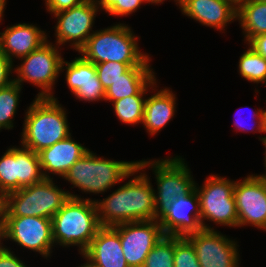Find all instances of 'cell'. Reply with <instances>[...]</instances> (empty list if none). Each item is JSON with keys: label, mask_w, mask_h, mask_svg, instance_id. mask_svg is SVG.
<instances>
[{"label": "cell", "mask_w": 266, "mask_h": 267, "mask_svg": "<svg viewBox=\"0 0 266 267\" xmlns=\"http://www.w3.org/2000/svg\"><path fill=\"white\" fill-rule=\"evenodd\" d=\"M144 171L137 166L131 172L133 178L129 179L128 182L119 186L106 198L95 199L98 218L102 227L157 220L154 188L150 182V177Z\"/></svg>", "instance_id": "6da1fadb"}, {"label": "cell", "mask_w": 266, "mask_h": 267, "mask_svg": "<svg viewBox=\"0 0 266 267\" xmlns=\"http://www.w3.org/2000/svg\"><path fill=\"white\" fill-rule=\"evenodd\" d=\"M67 114L56 97L34 98L25 112L21 145L38 153L66 139L71 135Z\"/></svg>", "instance_id": "7a4b0ae2"}, {"label": "cell", "mask_w": 266, "mask_h": 267, "mask_svg": "<svg viewBox=\"0 0 266 267\" xmlns=\"http://www.w3.org/2000/svg\"><path fill=\"white\" fill-rule=\"evenodd\" d=\"M52 237L55 245L77 246L82 255L97 231L102 227L95 200L70 197L52 217Z\"/></svg>", "instance_id": "3957f363"}, {"label": "cell", "mask_w": 266, "mask_h": 267, "mask_svg": "<svg viewBox=\"0 0 266 267\" xmlns=\"http://www.w3.org/2000/svg\"><path fill=\"white\" fill-rule=\"evenodd\" d=\"M137 35L128 24L117 23L95 30L78 53L93 64L103 62L150 63L149 54L138 46Z\"/></svg>", "instance_id": "277c9868"}, {"label": "cell", "mask_w": 266, "mask_h": 267, "mask_svg": "<svg viewBox=\"0 0 266 267\" xmlns=\"http://www.w3.org/2000/svg\"><path fill=\"white\" fill-rule=\"evenodd\" d=\"M137 161H116L88 151L62 177L86 194H102L131 177ZM130 176V177H129Z\"/></svg>", "instance_id": "5b68a950"}, {"label": "cell", "mask_w": 266, "mask_h": 267, "mask_svg": "<svg viewBox=\"0 0 266 267\" xmlns=\"http://www.w3.org/2000/svg\"><path fill=\"white\" fill-rule=\"evenodd\" d=\"M70 197L84 199L58 187L53 178H44L8 193L3 198V217L38 216L52 219Z\"/></svg>", "instance_id": "8992f818"}, {"label": "cell", "mask_w": 266, "mask_h": 267, "mask_svg": "<svg viewBox=\"0 0 266 267\" xmlns=\"http://www.w3.org/2000/svg\"><path fill=\"white\" fill-rule=\"evenodd\" d=\"M137 161L140 170L150 168L155 175L154 202L157 220L170 208L176 198L189 194L196 185L185 159L182 156Z\"/></svg>", "instance_id": "52a82bcc"}, {"label": "cell", "mask_w": 266, "mask_h": 267, "mask_svg": "<svg viewBox=\"0 0 266 267\" xmlns=\"http://www.w3.org/2000/svg\"><path fill=\"white\" fill-rule=\"evenodd\" d=\"M203 183L202 186L198 183L195 185L200 201V222L203 229L214 230L205 220L221 226L238 227V214L233 196L235 181L211 174Z\"/></svg>", "instance_id": "ba28073f"}, {"label": "cell", "mask_w": 266, "mask_h": 267, "mask_svg": "<svg viewBox=\"0 0 266 267\" xmlns=\"http://www.w3.org/2000/svg\"><path fill=\"white\" fill-rule=\"evenodd\" d=\"M59 49L61 47L49 40L43 43L35 51L20 58L21 65L13 67L14 81L23 87V83H31L40 88L36 98H53L54 86L61 73L63 59Z\"/></svg>", "instance_id": "9c48e42d"}, {"label": "cell", "mask_w": 266, "mask_h": 267, "mask_svg": "<svg viewBox=\"0 0 266 267\" xmlns=\"http://www.w3.org/2000/svg\"><path fill=\"white\" fill-rule=\"evenodd\" d=\"M44 179L38 153L22 145L7 148L0 158V196Z\"/></svg>", "instance_id": "30bf717a"}, {"label": "cell", "mask_w": 266, "mask_h": 267, "mask_svg": "<svg viewBox=\"0 0 266 267\" xmlns=\"http://www.w3.org/2000/svg\"><path fill=\"white\" fill-rule=\"evenodd\" d=\"M3 241L8 239L24 249L38 252L47 259L55 246L52 237V220L38 216L3 217Z\"/></svg>", "instance_id": "8fae6325"}, {"label": "cell", "mask_w": 266, "mask_h": 267, "mask_svg": "<svg viewBox=\"0 0 266 267\" xmlns=\"http://www.w3.org/2000/svg\"><path fill=\"white\" fill-rule=\"evenodd\" d=\"M99 11L94 0H85L70 9L54 13L53 18L57 19V24L53 27L55 44L60 47L70 43V48L78 52L95 32L92 29Z\"/></svg>", "instance_id": "7c38bea8"}, {"label": "cell", "mask_w": 266, "mask_h": 267, "mask_svg": "<svg viewBox=\"0 0 266 267\" xmlns=\"http://www.w3.org/2000/svg\"><path fill=\"white\" fill-rule=\"evenodd\" d=\"M233 196L238 214V227L254 226L266 232V178L250 174L235 181Z\"/></svg>", "instance_id": "4fadbf2b"}, {"label": "cell", "mask_w": 266, "mask_h": 267, "mask_svg": "<svg viewBox=\"0 0 266 267\" xmlns=\"http://www.w3.org/2000/svg\"><path fill=\"white\" fill-rule=\"evenodd\" d=\"M113 228L119 233L129 267H143L151 249L164 236L159 220L122 223Z\"/></svg>", "instance_id": "5bb4252c"}, {"label": "cell", "mask_w": 266, "mask_h": 267, "mask_svg": "<svg viewBox=\"0 0 266 267\" xmlns=\"http://www.w3.org/2000/svg\"><path fill=\"white\" fill-rule=\"evenodd\" d=\"M186 238L192 243L201 267H240L238 242L220 231L202 229Z\"/></svg>", "instance_id": "9a60e30c"}, {"label": "cell", "mask_w": 266, "mask_h": 267, "mask_svg": "<svg viewBox=\"0 0 266 267\" xmlns=\"http://www.w3.org/2000/svg\"><path fill=\"white\" fill-rule=\"evenodd\" d=\"M158 220L164 235L186 237L201 231L200 201L196 189L176 198Z\"/></svg>", "instance_id": "2e32d148"}, {"label": "cell", "mask_w": 266, "mask_h": 267, "mask_svg": "<svg viewBox=\"0 0 266 267\" xmlns=\"http://www.w3.org/2000/svg\"><path fill=\"white\" fill-rule=\"evenodd\" d=\"M64 70L67 86L76 99L88 103L105 101V89L100 83L95 64L79 55L71 62L63 59L61 72Z\"/></svg>", "instance_id": "e0dca14e"}, {"label": "cell", "mask_w": 266, "mask_h": 267, "mask_svg": "<svg viewBox=\"0 0 266 267\" xmlns=\"http://www.w3.org/2000/svg\"><path fill=\"white\" fill-rule=\"evenodd\" d=\"M179 9L183 15L219 32L237 20V9L226 0H179Z\"/></svg>", "instance_id": "ac0fdd59"}, {"label": "cell", "mask_w": 266, "mask_h": 267, "mask_svg": "<svg viewBox=\"0 0 266 267\" xmlns=\"http://www.w3.org/2000/svg\"><path fill=\"white\" fill-rule=\"evenodd\" d=\"M47 40V33L35 24L18 23L0 32V50L14 62L15 57L27 56Z\"/></svg>", "instance_id": "d6986e66"}, {"label": "cell", "mask_w": 266, "mask_h": 267, "mask_svg": "<svg viewBox=\"0 0 266 267\" xmlns=\"http://www.w3.org/2000/svg\"><path fill=\"white\" fill-rule=\"evenodd\" d=\"M81 256L95 267H129L119 233L113 227H101Z\"/></svg>", "instance_id": "ffe728a7"}, {"label": "cell", "mask_w": 266, "mask_h": 267, "mask_svg": "<svg viewBox=\"0 0 266 267\" xmlns=\"http://www.w3.org/2000/svg\"><path fill=\"white\" fill-rule=\"evenodd\" d=\"M71 136L38 152L44 178H53L52 174L63 177L71 166L90 150L74 141Z\"/></svg>", "instance_id": "44dd1931"}, {"label": "cell", "mask_w": 266, "mask_h": 267, "mask_svg": "<svg viewBox=\"0 0 266 267\" xmlns=\"http://www.w3.org/2000/svg\"><path fill=\"white\" fill-rule=\"evenodd\" d=\"M156 87L158 86L155 85L151 91L156 93L146 98L142 122L150 136L157 135L173 119L177 111V95L172 89L164 87L165 89L158 91Z\"/></svg>", "instance_id": "7402d4cb"}, {"label": "cell", "mask_w": 266, "mask_h": 267, "mask_svg": "<svg viewBox=\"0 0 266 267\" xmlns=\"http://www.w3.org/2000/svg\"><path fill=\"white\" fill-rule=\"evenodd\" d=\"M152 67H130L122 78L105 90V102H113L133 95H148L157 84Z\"/></svg>", "instance_id": "603a6c76"}, {"label": "cell", "mask_w": 266, "mask_h": 267, "mask_svg": "<svg viewBox=\"0 0 266 267\" xmlns=\"http://www.w3.org/2000/svg\"><path fill=\"white\" fill-rule=\"evenodd\" d=\"M237 20L243 30L246 44L253 37L266 34V3L246 0L237 10Z\"/></svg>", "instance_id": "cb8c5ba5"}, {"label": "cell", "mask_w": 266, "mask_h": 267, "mask_svg": "<svg viewBox=\"0 0 266 267\" xmlns=\"http://www.w3.org/2000/svg\"><path fill=\"white\" fill-rule=\"evenodd\" d=\"M146 95H133L113 101V110L124 124L138 125L143 122Z\"/></svg>", "instance_id": "d4e9b609"}, {"label": "cell", "mask_w": 266, "mask_h": 267, "mask_svg": "<svg viewBox=\"0 0 266 267\" xmlns=\"http://www.w3.org/2000/svg\"><path fill=\"white\" fill-rule=\"evenodd\" d=\"M238 72L249 82L266 85V59L257 54L250 46L240 56Z\"/></svg>", "instance_id": "484cf974"}, {"label": "cell", "mask_w": 266, "mask_h": 267, "mask_svg": "<svg viewBox=\"0 0 266 267\" xmlns=\"http://www.w3.org/2000/svg\"><path fill=\"white\" fill-rule=\"evenodd\" d=\"M21 91L22 87L15 81L0 89V131L13 129Z\"/></svg>", "instance_id": "4316f807"}, {"label": "cell", "mask_w": 266, "mask_h": 267, "mask_svg": "<svg viewBox=\"0 0 266 267\" xmlns=\"http://www.w3.org/2000/svg\"><path fill=\"white\" fill-rule=\"evenodd\" d=\"M143 267H174V236L164 235L147 255Z\"/></svg>", "instance_id": "83f0119b"}, {"label": "cell", "mask_w": 266, "mask_h": 267, "mask_svg": "<svg viewBox=\"0 0 266 267\" xmlns=\"http://www.w3.org/2000/svg\"><path fill=\"white\" fill-rule=\"evenodd\" d=\"M130 67H151V65L150 63H120L113 61L95 64L96 73L105 90L122 78V74Z\"/></svg>", "instance_id": "f1b7e54d"}, {"label": "cell", "mask_w": 266, "mask_h": 267, "mask_svg": "<svg viewBox=\"0 0 266 267\" xmlns=\"http://www.w3.org/2000/svg\"><path fill=\"white\" fill-rule=\"evenodd\" d=\"M174 267H201L195 249L186 237L174 236Z\"/></svg>", "instance_id": "f546056e"}, {"label": "cell", "mask_w": 266, "mask_h": 267, "mask_svg": "<svg viewBox=\"0 0 266 267\" xmlns=\"http://www.w3.org/2000/svg\"><path fill=\"white\" fill-rule=\"evenodd\" d=\"M100 10L112 16H125L134 13L140 8L144 0H94Z\"/></svg>", "instance_id": "4dcf8cb0"}, {"label": "cell", "mask_w": 266, "mask_h": 267, "mask_svg": "<svg viewBox=\"0 0 266 267\" xmlns=\"http://www.w3.org/2000/svg\"><path fill=\"white\" fill-rule=\"evenodd\" d=\"M251 118L254 119L252 120L254 122V125H252L251 127L249 126V128L246 123H243L244 121L242 122L241 120L239 122L240 119H235L234 124H233L234 127L236 126L235 131L237 132V129H238L239 132L243 131V132H253V133H256V132L266 133V110H263L261 108L256 109L255 111H253Z\"/></svg>", "instance_id": "1f68e13d"}, {"label": "cell", "mask_w": 266, "mask_h": 267, "mask_svg": "<svg viewBox=\"0 0 266 267\" xmlns=\"http://www.w3.org/2000/svg\"><path fill=\"white\" fill-rule=\"evenodd\" d=\"M13 67L14 63L0 50V89L14 82L11 75L14 73Z\"/></svg>", "instance_id": "d6a6232c"}, {"label": "cell", "mask_w": 266, "mask_h": 267, "mask_svg": "<svg viewBox=\"0 0 266 267\" xmlns=\"http://www.w3.org/2000/svg\"><path fill=\"white\" fill-rule=\"evenodd\" d=\"M13 252L4 244L0 247V267H27Z\"/></svg>", "instance_id": "836d02e7"}, {"label": "cell", "mask_w": 266, "mask_h": 267, "mask_svg": "<svg viewBox=\"0 0 266 267\" xmlns=\"http://www.w3.org/2000/svg\"><path fill=\"white\" fill-rule=\"evenodd\" d=\"M47 12L54 14L62 10L70 9L85 0H44Z\"/></svg>", "instance_id": "e575fe53"}, {"label": "cell", "mask_w": 266, "mask_h": 267, "mask_svg": "<svg viewBox=\"0 0 266 267\" xmlns=\"http://www.w3.org/2000/svg\"><path fill=\"white\" fill-rule=\"evenodd\" d=\"M257 54L266 59V34H260L253 37L248 43Z\"/></svg>", "instance_id": "d590c367"}, {"label": "cell", "mask_w": 266, "mask_h": 267, "mask_svg": "<svg viewBox=\"0 0 266 267\" xmlns=\"http://www.w3.org/2000/svg\"><path fill=\"white\" fill-rule=\"evenodd\" d=\"M228 3H230L235 9H239L246 0H226Z\"/></svg>", "instance_id": "8d00e7d4"}, {"label": "cell", "mask_w": 266, "mask_h": 267, "mask_svg": "<svg viewBox=\"0 0 266 267\" xmlns=\"http://www.w3.org/2000/svg\"><path fill=\"white\" fill-rule=\"evenodd\" d=\"M6 0H0V23H2L1 21L3 20L2 17H4V11L6 9Z\"/></svg>", "instance_id": "74e56055"}, {"label": "cell", "mask_w": 266, "mask_h": 267, "mask_svg": "<svg viewBox=\"0 0 266 267\" xmlns=\"http://www.w3.org/2000/svg\"><path fill=\"white\" fill-rule=\"evenodd\" d=\"M146 3H148L150 5L151 4H162L165 0H144ZM174 2H176L175 4L178 6L179 5V0H174Z\"/></svg>", "instance_id": "f35d334b"}, {"label": "cell", "mask_w": 266, "mask_h": 267, "mask_svg": "<svg viewBox=\"0 0 266 267\" xmlns=\"http://www.w3.org/2000/svg\"><path fill=\"white\" fill-rule=\"evenodd\" d=\"M259 140L262 142V144H263L264 147H265V151H264V152H265V153H264V154H265V157H264V163H263V164H264V166H265V170H266V136H264V137H263V136H260V137H259ZM265 173H266V172H265Z\"/></svg>", "instance_id": "ab89813d"}, {"label": "cell", "mask_w": 266, "mask_h": 267, "mask_svg": "<svg viewBox=\"0 0 266 267\" xmlns=\"http://www.w3.org/2000/svg\"><path fill=\"white\" fill-rule=\"evenodd\" d=\"M3 219V197L0 196V224H2Z\"/></svg>", "instance_id": "60d3db41"}, {"label": "cell", "mask_w": 266, "mask_h": 267, "mask_svg": "<svg viewBox=\"0 0 266 267\" xmlns=\"http://www.w3.org/2000/svg\"><path fill=\"white\" fill-rule=\"evenodd\" d=\"M78 267H95V266L86 260L85 263L81 264V266H78Z\"/></svg>", "instance_id": "b9f144b4"}, {"label": "cell", "mask_w": 266, "mask_h": 267, "mask_svg": "<svg viewBox=\"0 0 266 267\" xmlns=\"http://www.w3.org/2000/svg\"><path fill=\"white\" fill-rule=\"evenodd\" d=\"M2 224H0V247L3 245ZM2 242V243H1Z\"/></svg>", "instance_id": "7bdbcfd3"}, {"label": "cell", "mask_w": 266, "mask_h": 267, "mask_svg": "<svg viewBox=\"0 0 266 267\" xmlns=\"http://www.w3.org/2000/svg\"><path fill=\"white\" fill-rule=\"evenodd\" d=\"M255 1H259V2H265V3H266V0H255Z\"/></svg>", "instance_id": "ee69618b"}]
</instances>
